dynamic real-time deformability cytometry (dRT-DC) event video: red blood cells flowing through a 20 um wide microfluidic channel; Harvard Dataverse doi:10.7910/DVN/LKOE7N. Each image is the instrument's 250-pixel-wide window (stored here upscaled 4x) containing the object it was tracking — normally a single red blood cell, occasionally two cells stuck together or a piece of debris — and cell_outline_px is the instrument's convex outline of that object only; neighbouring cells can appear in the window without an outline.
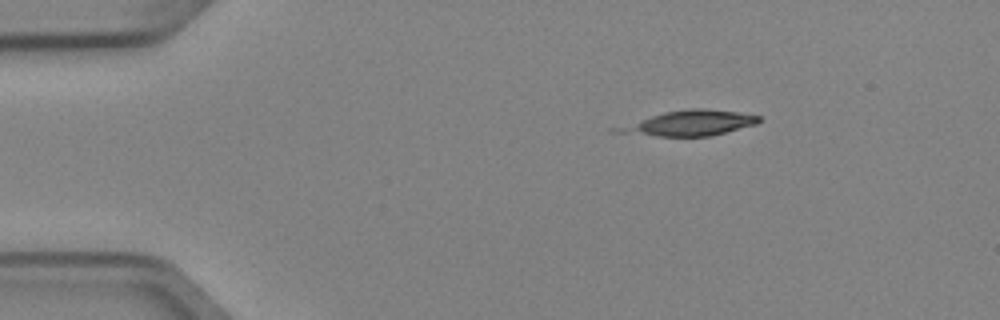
{"species": "Egyptian fruit bat (a non-hibernating species)", "species_latin": "Rousettus aegyptiacus", "temperature_condition": "cold", "stored_images_in_passage": 3, "camera_frame_rate_fps": 3000, "um_per_image_px": 0.085, "animal": {"sex": "female"}, "frame": {"image": 1, "passage_image": 1, "time_ms": 0.0, "image_size_px": [1000, 320], "cell_outline_px": [[760, 120], [756, 124], [712, 136], [656, 136], [608, 132], [608, 128], [664, 112], [688, 108], [704, 108], [740, 112], [760, 116]], "centroid_in_image_um": [58.5, 10.47], "position_along_channel_um": 26.5, "area_um2": 21.15}}
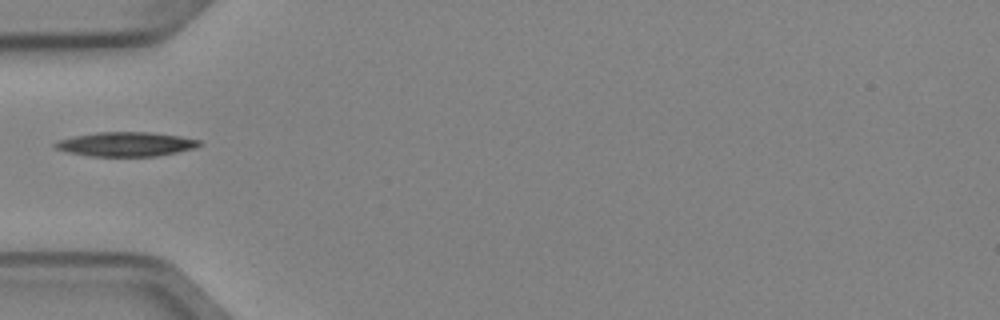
{"frame": {"image": 2, "passage_image": 3, "time_ms": 0.667, "image_size_px": [1000, 320], "cell_outline_px": [[204, 144], [196, 148], [156, 156], [88, 156], [68, 152], [56, 148], [52, 144], [60, 140], [76, 136], [96, 132], [152, 132], [180, 136], [200, 140]], "centroid_in_image_um": [10.76, 12.25], "position_along_channel_um": 74.2, "area_um2": 20.4}}